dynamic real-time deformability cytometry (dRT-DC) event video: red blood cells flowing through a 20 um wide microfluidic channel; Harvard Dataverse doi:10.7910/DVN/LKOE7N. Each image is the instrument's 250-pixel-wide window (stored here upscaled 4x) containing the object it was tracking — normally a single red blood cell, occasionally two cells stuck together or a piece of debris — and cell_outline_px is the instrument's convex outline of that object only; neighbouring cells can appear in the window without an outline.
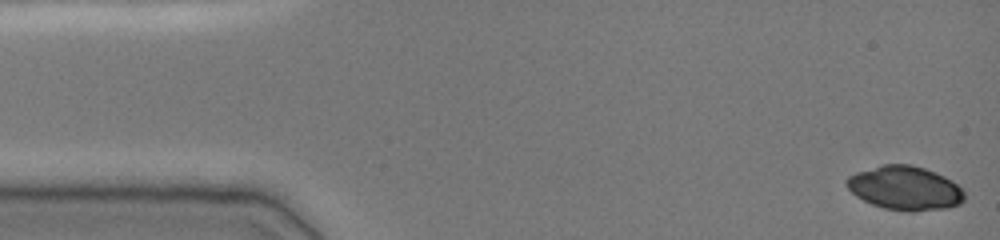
{"species": "common noctule bat (a hibernating species)", "species_latin": "Nyctalus noctula", "temperature_condition": "cold", "stored_images_in_passage": 47, "camera_frame_rate_fps": 3000, "um_per_image_px": 0.085, "animal": {"sex": "female", "body_mass_g": 19.0, "forearm_length_mm": 51.5}, "frame": {"image": 1, "passage_image": 1, "time_ms": 0.0, "image_size_px": [1000, 240], "cell_outline_px": [[964, 200], [960, 204], [948, 208], [912, 212], [908, 212], [884, 208], [872, 204], [856, 196], [844, 184], [844, 180], [848, 176], [856, 172], [880, 164], [912, 164], [924, 168], [944, 176], [952, 180], [964, 192]], "centroid_in_image_um": [76.9, 15.98], "position_along_channel_um": 8.1, "area_um2": 30.4}}
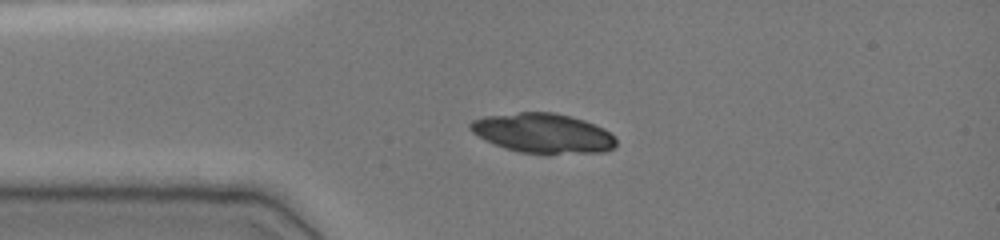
{"frame": {"image": 2, "passage_image": 11, "time_ms": 3.333, "image_size_px": [1000, 240], "cell_outline_px": [[616, 144], [612, 148], [604, 152], [548, 156], [520, 152], [504, 148], [484, 140], [472, 132], [468, 128], [468, 124], [472, 120], [484, 116], [520, 112], [552, 112], [572, 116], [584, 120], [604, 128], [616, 140]], "centroid_in_image_um": [46.14, 11.35], "position_along_channel_um": 38.9, "area_um2": 34.51}}